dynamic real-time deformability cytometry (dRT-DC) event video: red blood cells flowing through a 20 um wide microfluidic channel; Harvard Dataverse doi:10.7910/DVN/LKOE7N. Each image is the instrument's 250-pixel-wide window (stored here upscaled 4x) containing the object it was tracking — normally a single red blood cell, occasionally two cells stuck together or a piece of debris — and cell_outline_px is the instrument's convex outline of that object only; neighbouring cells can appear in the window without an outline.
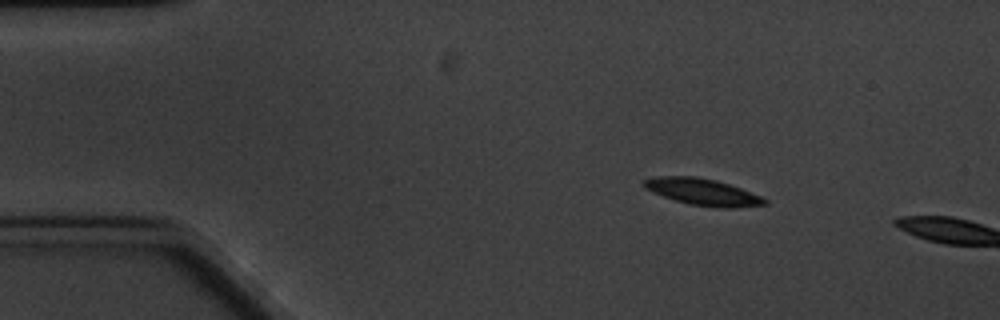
{"species": "common noctule bat (a hibernating species)", "species_latin": "Nyctalus noctula", "temperature_condition": "cold", "stored_images_in_passage": 5, "camera_frame_rate_fps": 3000, "um_per_image_px": 0.085, "animal": {"sex": "male", "body_mass_g": 20.1, "forearm_length_mm": 53.5}, "frame": {"image": 1, "passage_image": 2, "time_ms": 1.333, "image_size_px": [1000, 320], "cell_outline_px": [[768, 204], [728, 208], [724, 208], [688, 204], [664, 196], [644, 188], [640, 184], [644, 180], [656, 176], [696, 176], [716, 180], [740, 188], [760, 196], [768, 200]], "centroid_in_image_um": [59.7, 16.3], "position_along_channel_um": 25.3, "area_um2": 18.55}}